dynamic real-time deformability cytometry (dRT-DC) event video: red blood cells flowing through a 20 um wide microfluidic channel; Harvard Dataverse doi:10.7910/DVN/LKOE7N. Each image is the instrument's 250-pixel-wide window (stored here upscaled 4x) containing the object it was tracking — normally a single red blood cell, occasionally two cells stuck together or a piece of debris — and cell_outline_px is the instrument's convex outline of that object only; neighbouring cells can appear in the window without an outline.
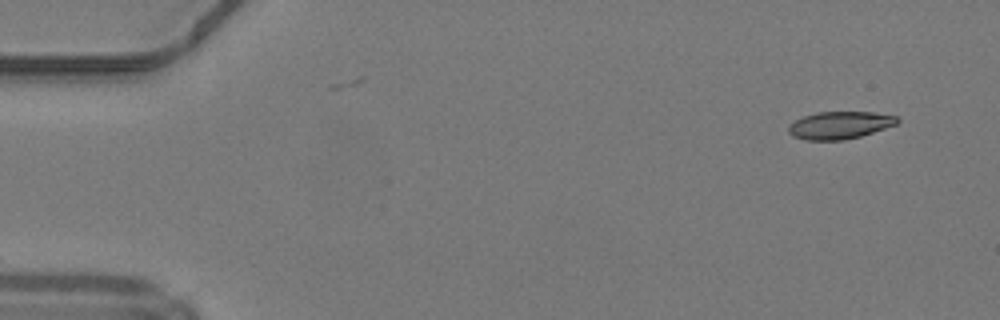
{"species": "common noctule bat (a hibernating species)", "species_latin": "Nyctalus noctula", "temperature_condition": "warm", "stored_images_in_passage": 10, "camera_frame_rate_fps": 3000, "um_per_image_px": 0.085, "animal": {"sex": "male", "body_mass_g": 19.2, "forearm_length_mm": 51.8}, "frame": {"image": 1, "passage_image": 1, "time_ms": 0.0, "image_size_px": [1000, 320], "cell_outline_px": [[900, 120], [896, 124], [860, 136], [844, 140], [804, 140], [792, 136], [788, 132], [788, 124], [804, 116], [816, 112], [876, 112], [896, 116]], "centroid_in_image_um": [71.34, 10.64], "position_along_channel_um": 13.7, "area_um2": 17.4}}